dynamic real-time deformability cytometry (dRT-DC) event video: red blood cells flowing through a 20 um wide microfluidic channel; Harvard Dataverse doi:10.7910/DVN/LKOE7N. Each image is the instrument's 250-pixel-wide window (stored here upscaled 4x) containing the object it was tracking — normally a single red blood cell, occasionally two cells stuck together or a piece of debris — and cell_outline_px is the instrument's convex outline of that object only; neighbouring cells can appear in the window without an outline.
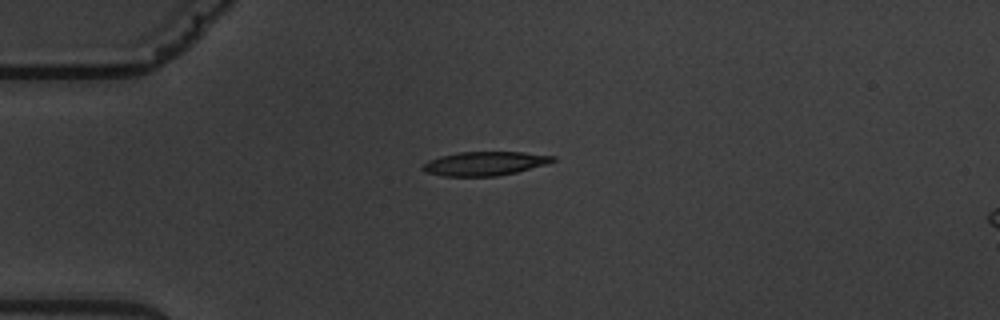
{"species": "common noctule bat (a hibernating species)", "species_latin": "Nyctalus noctula", "temperature_condition": "warm", "stored_images_in_passage": 7, "camera_frame_rate_fps": 3000, "um_per_image_px": 0.085, "animal": {"sex": "male", "body_mass_g": 19.5, "forearm_length_mm": 54.6}, "frame": {"image": 1, "passage_image": 1, "time_ms": 0.0, "image_size_px": [1000, 320], "cell_outline_px": [[556, 160], [548, 164], [516, 172], [496, 176], [444, 176], [424, 172], [420, 168], [428, 160], [440, 156], [460, 152], [524, 152], [556, 156]], "centroid_in_image_um": [41.21, 13.9], "position_along_channel_um": 43.8, "area_um2": 18.21}}
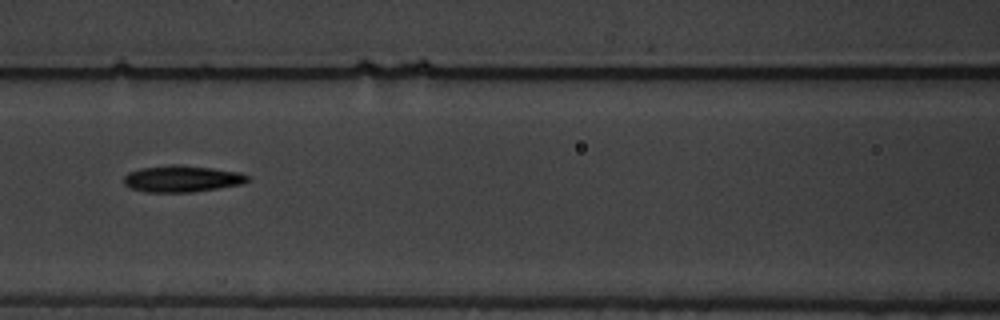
{"frame": {"image": 2, "passage_image": 4, "time_ms": 3.667, "image_size_px": [1000, 320], "cell_outline_px": [[248, 180], [244, 184], [220, 188], [192, 192], [144, 192], [128, 188], [124, 184], [124, 176], [128, 172], [140, 168], [172, 164], [180, 164], [212, 168], [240, 172], [248, 176]], "centroid_in_image_um": [15.44, 15.19], "position_along_channel_um": 151.2, "area_um2": 19.42}}
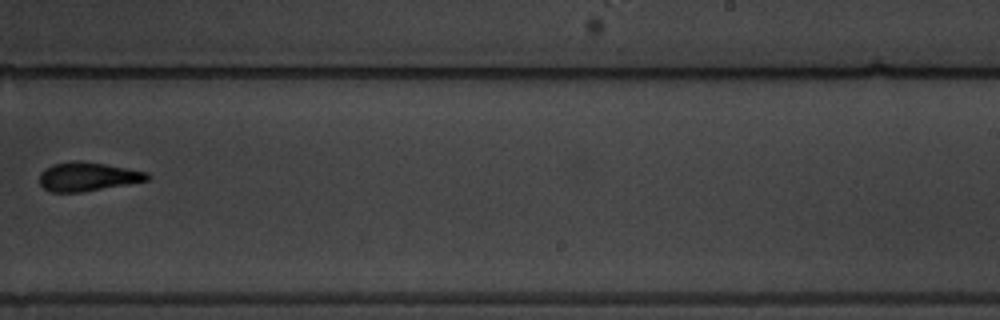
{"frame": {"image": 3, "passage_image": 7, "time_ms": 7.333, "image_size_px": [1000, 320], "cell_outline_px": [[152, 176], [148, 180], [128, 184], [80, 192], [52, 192], [44, 188], [40, 184], [40, 172], [44, 168], [52, 164], [76, 160], [84, 160], [128, 168], [148, 172]], "centroid_in_image_um": [7.46, 14.99], "position_along_channel_um": 281.5, "area_um2": 18.26}}